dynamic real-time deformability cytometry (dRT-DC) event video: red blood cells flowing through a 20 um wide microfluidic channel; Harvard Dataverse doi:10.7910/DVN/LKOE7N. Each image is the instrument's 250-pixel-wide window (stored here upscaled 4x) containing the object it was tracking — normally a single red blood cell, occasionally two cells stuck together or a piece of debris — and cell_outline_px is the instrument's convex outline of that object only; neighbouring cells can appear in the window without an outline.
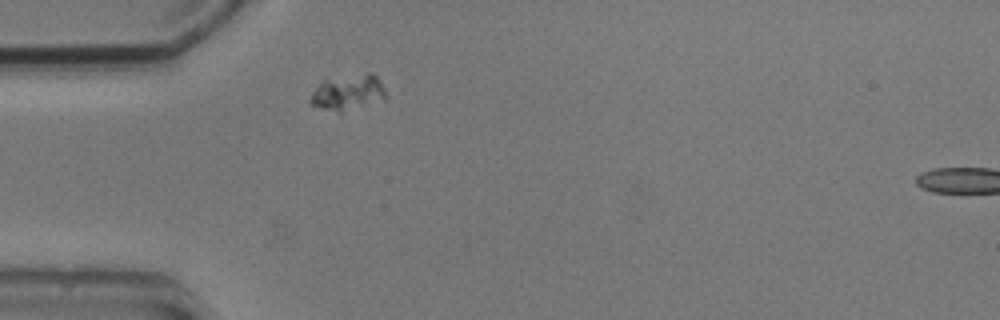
{"species": "common noctule bat (a hibernating species)", "species_latin": "Nyctalus noctula", "temperature_condition": "cold", "stored_images_in_passage": 2, "segment_of_instrument_passage": [1, 2], "camera_frame_rate_fps": 3000, "um_per_image_px": 0.085, "animal": {"sex": "male", "body_mass_g": 20.5, "forearm_length_mm": 52.5}, "frame": {"image": 1, "passage_image": 1, "time_ms": 0.0, "image_size_px": [1000, 320], "cell_outline_px": [[388, 96], [384, 100], [340, 112], [324, 108], [312, 104], [308, 100], [312, 92], [324, 80], [368, 72], [372, 72], [380, 80]], "centroid_in_image_um": [29.64, 7.84], "position_along_channel_um": 55.4, "area_um2": 15.43}}